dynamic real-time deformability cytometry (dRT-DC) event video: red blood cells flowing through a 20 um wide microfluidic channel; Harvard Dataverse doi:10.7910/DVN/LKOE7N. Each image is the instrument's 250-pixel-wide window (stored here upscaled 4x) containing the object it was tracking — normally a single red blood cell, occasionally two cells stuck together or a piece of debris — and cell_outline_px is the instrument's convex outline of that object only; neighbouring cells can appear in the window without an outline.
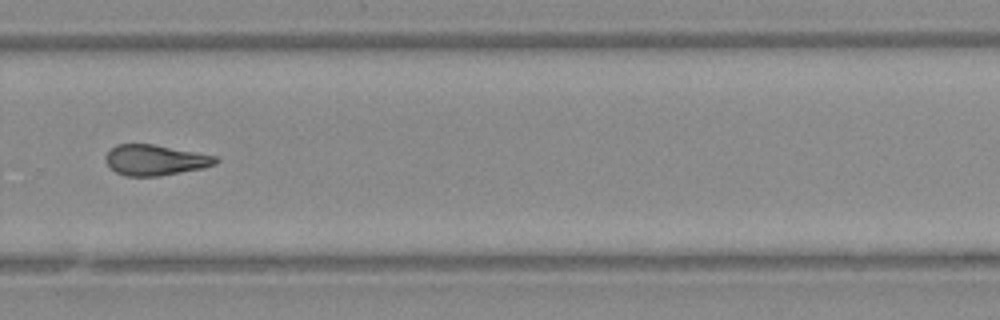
{"species": "Egyptian fruit bat (a non-hibernating species)", "species_latin": "Rousettus aegyptiacus", "temperature_condition": "warm", "stored_images_in_passage": 28, "camera_frame_rate_fps": 3000, "um_per_image_px": 0.085, "animal": {"sex": "female"}, "frame": {"image": 1, "passage_image": 20, "time_ms": 6.333, "image_size_px": [1000, 320], "cell_outline_px": [[220, 160], [216, 164], [204, 168], [160, 176], [128, 176], [116, 172], [108, 168], [104, 160], [104, 156], [116, 144], [152, 144], [216, 156]], "centroid_in_image_um": [13.16, 13.61], "position_along_channel_um": 316.6, "area_um2": 19.71}}